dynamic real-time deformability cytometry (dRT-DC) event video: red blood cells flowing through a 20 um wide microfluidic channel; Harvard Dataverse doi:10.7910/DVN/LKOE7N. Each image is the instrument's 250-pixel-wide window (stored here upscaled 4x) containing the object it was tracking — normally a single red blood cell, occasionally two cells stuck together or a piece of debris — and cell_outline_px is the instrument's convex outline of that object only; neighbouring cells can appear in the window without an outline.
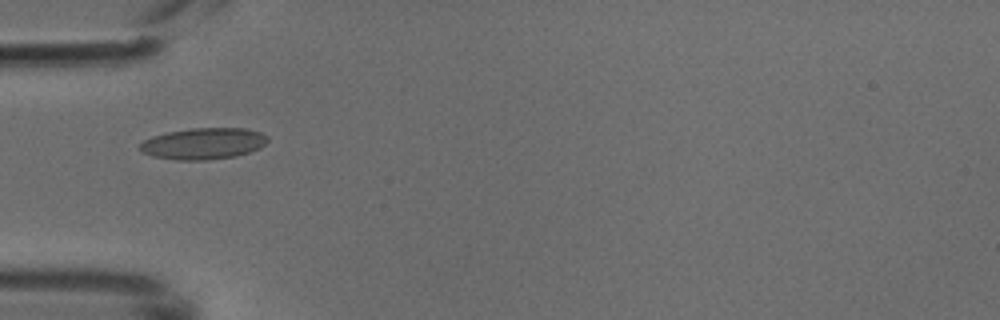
{"species": "common noctule bat (a hibernating species)", "species_latin": "Nyctalus noctula", "temperature_condition": "cold", "stored_images_in_passage": 34, "camera_frame_rate_fps": 3000, "um_per_image_px": 0.085, "animal": {"sex": "male", "body_mass_g": 18.8}, "frame": {"image": 1, "passage_image": 1, "time_ms": 0.0, "image_size_px": [1000, 320], "cell_outline_px": [[268, 140], [260, 148], [236, 156], [204, 160], [176, 160], [152, 156], [140, 152], [140, 144], [144, 140], [152, 136], [168, 132], [192, 128], [244, 128], [260, 132], [268, 136]], "centroid_in_image_um": [17.27, 12.2], "position_along_channel_um": 67.7, "area_um2": 23.35}}
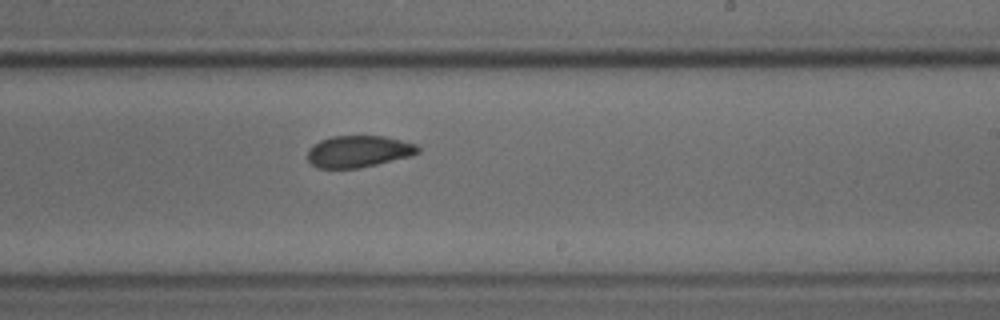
{"frame": {"image": 2, "passage_image": 15, "time_ms": 4.667, "image_size_px": [1000, 320], "cell_outline_px": [[420, 152], [412, 156], [360, 168], [316, 168], [308, 160], [308, 148], [320, 140], [332, 136], [384, 136], [416, 144], [420, 148]], "centroid_in_image_um": [30.48, 12.87], "position_along_channel_um": 258.5, "area_um2": 20.52}}
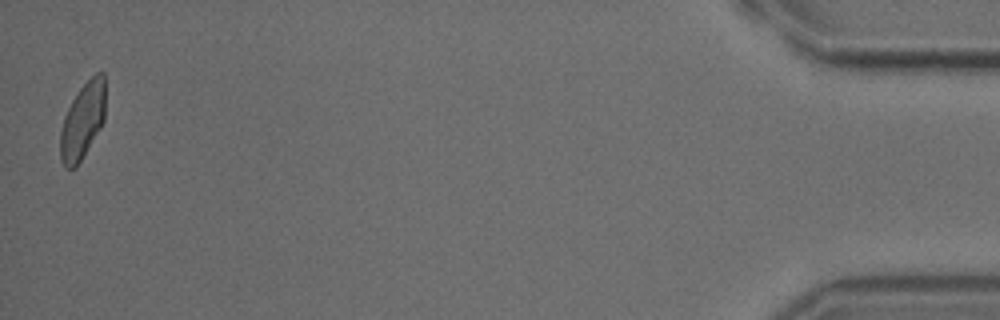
{"frame": {"image": 3, "passage_image": 34, "time_ms": 11.0, "image_size_px": [1000, 320], "cell_outline_px": [[104, 120], [100, 128], [76, 168], [64, 168], [60, 160], [60, 132], [64, 116], [72, 100], [80, 88], [96, 72], [104, 72]], "centroid_in_image_um": [7.0, 10.3], "position_along_channel_um": 428.2, "area_um2": 19.88}}